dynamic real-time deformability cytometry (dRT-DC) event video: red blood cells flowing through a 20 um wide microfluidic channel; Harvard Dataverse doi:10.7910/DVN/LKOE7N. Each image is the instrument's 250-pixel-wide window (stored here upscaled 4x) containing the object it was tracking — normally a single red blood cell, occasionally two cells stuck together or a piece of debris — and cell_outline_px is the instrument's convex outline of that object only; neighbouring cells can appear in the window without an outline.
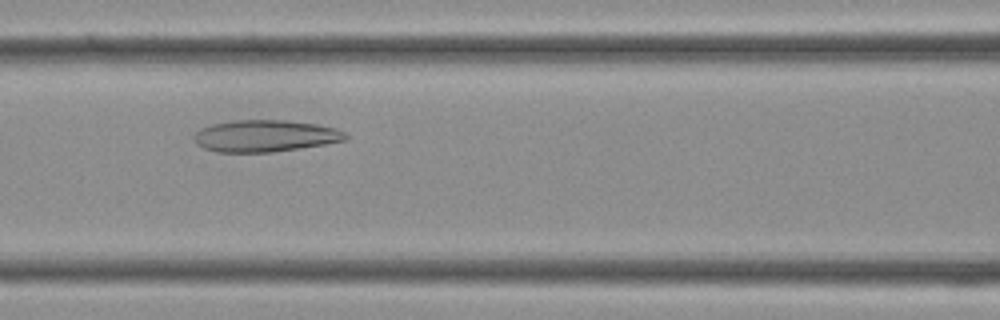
{"species": "Egyptian fruit bat (a non-hibernating species)", "species_latin": "Rousettus aegyptiacus", "temperature_condition": "cold", "stored_images_in_passage": 32, "camera_frame_rate_fps": 3000, "um_per_image_px": 0.085, "frame": {"image": 1, "passage_image": 12, "time_ms": 3.667, "image_size_px": [1000, 320], "cell_outline_px": [[348, 140], [324, 144], [272, 152], [216, 152], [204, 148], [196, 144], [192, 136], [200, 128], [212, 124], [236, 120], [288, 120], [316, 124], [336, 128], [344, 132], [348, 136]], "centroid_in_image_um": [22.52, 11.55], "position_along_channel_um": 144.1, "area_um2": 28.15}}
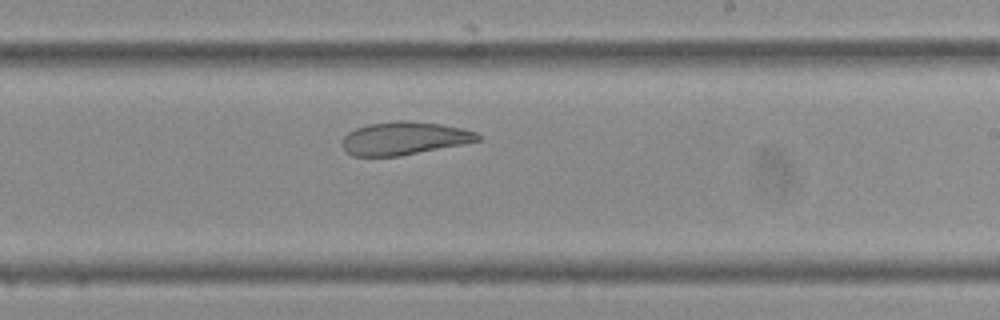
{"frame": {"image": 2, "passage_image": 18, "time_ms": 5.667, "image_size_px": [1000, 320], "cell_outline_px": [[480, 140], [464, 144], [400, 156], [352, 156], [340, 144], [344, 136], [348, 132], [356, 128], [368, 124], [396, 120], [408, 120], [440, 124], [460, 128], [476, 132], [480, 136]], "centroid_in_image_um": [34.33, 11.75], "position_along_channel_um": 254.7, "area_um2": 26.13}}
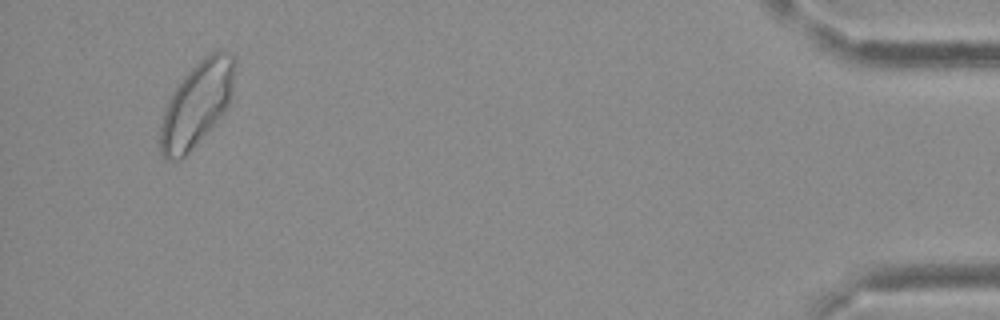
{"frame": {"image": 3, "passage_image": 31, "time_ms": 10.0, "image_size_px": [1000, 320], "cell_outline_px": [[236, 64], [232, 92], [228, 104], [224, 112], [188, 152], [180, 160], [164, 160], [160, 152], [160, 128], [164, 112], [168, 100], [172, 92], [184, 76], [204, 56], [212, 52], [224, 48], [236, 56]], "centroid_in_image_um": [16.74, 8.8], "position_along_channel_um": 418.5, "area_um2": 36.47}}